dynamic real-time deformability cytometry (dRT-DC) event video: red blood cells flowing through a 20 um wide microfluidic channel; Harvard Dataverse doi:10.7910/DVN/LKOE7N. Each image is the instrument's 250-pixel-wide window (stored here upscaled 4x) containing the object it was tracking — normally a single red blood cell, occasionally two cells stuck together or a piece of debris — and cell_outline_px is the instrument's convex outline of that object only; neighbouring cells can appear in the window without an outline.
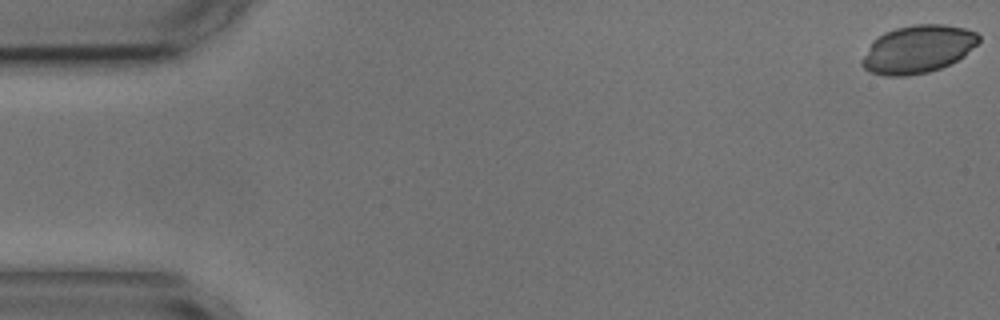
{"species": "common noctule bat (a hibernating species)", "species_latin": "Nyctalus noctula", "temperature_condition": "cold", "stored_images_in_passage": 17, "camera_frame_rate_fps": 3000, "um_per_image_px": 0.085, "animal": {"sex": "male", "body_mass_g": 17.9, "forearm_length_mm": 54.2}, "frame": {"image": 1, "passage_image": 1, "time_ms": 0.0, "image_size_px": [1000, 320], "cell_outline_px": [[980, 40], [964, 56], [940, 68], [928, 72], [908, 76], [884, 76], [868, 72], [860, 64], [860, 60], [872, 40], [884, 32], [896, 28], [912, 24], [944, 24], [964, 28], [976, 32], [980, 36]], "centroid_in_image_um": [77.97, 4.18], "position_along_channel_um": 7.0, "area_um2": 32.77}}